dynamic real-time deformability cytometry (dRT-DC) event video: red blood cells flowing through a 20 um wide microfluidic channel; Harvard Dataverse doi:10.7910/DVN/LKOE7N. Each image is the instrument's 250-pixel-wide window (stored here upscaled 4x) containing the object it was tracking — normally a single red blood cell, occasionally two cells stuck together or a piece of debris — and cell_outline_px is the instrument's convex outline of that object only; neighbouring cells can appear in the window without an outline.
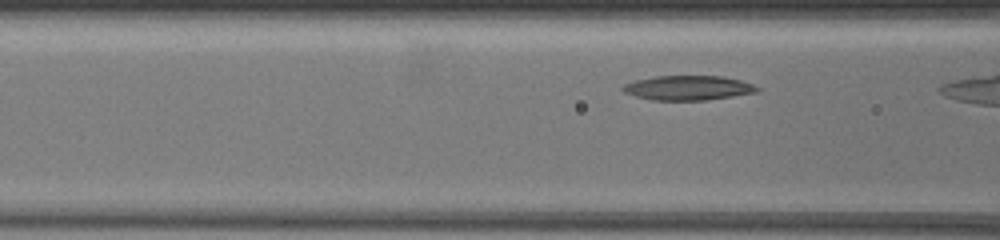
{"species": "common noctule bat (a hibernating species)", "species_latin": "Nyctalus noctula", "temperature_condition": "warm", "stored_images_in_passage": 15, "segment_of_instrument_passage": [1, 2], "camera_frame_rate_fps": 3000, "um_per_image_px": 0.085, "animal": {"sex": "female", "body_mass_g": 19.5, "forearm_length_mm": 54.1}, "frame": {"image": 1, "passage_image": 5, "time_ms": 1.333, "image_size_px": [1000, 240], "cell_outline_px": [[760, 92], [704, 100], [652, 100], [636, 96], [624, 92], [620, 88], [624, 84], [636, 80], [656, 76], [724, 76], [740, 80], [752, 84], [760, 88]], "centroid_in_image_um": [58.5, 7.46], "position_along_channel_um": 108.1, "area_um2": 19.19}}
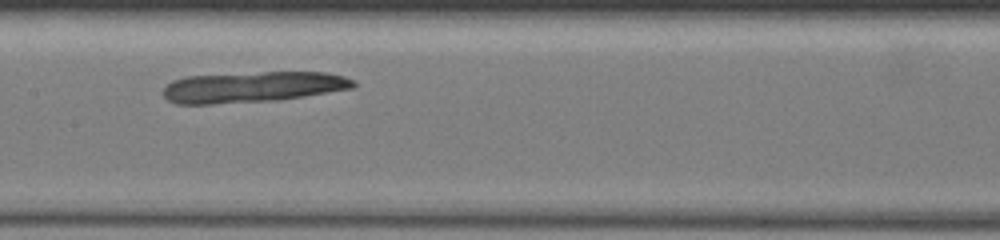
{"frame": {"image": 2, "passage_image": 11, "time_ms": 4.0, "image_size_px": [1000, 240], "cell_outline_px": [[356, 84], [352, 88], [328, 92], [276, 100], [212, 104], [176, 104], [168, 100], [164, 96], [164, 88], [172, 80], [188, 76], [264, 72], [328, 72], [344, 76], [356, 80]], "centroid_in_image_um": [21.48, 7.39], "position_along_channel_um": 185.9, "area_um2": 33.99}}